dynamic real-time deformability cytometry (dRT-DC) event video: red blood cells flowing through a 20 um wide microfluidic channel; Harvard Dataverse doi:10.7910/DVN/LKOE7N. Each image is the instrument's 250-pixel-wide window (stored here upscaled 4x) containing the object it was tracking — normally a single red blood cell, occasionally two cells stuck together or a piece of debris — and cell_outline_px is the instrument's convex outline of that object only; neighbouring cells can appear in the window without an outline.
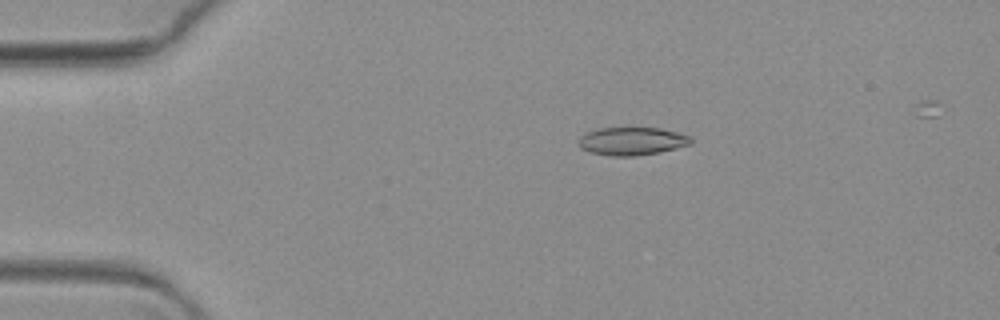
{"species": "common noctule bat (a hibernating species)", "species_latin": "Nyctalus noctula", "temperature_condition": "warm", "stored_images_in_passage": 65, "camera_frame_rate_fps": 3000, "um_per_image_px": 0.085, "animal": {"sex": "female", "body_mass_g": 19.3, "forearm_length_mm": 54.1}, "frame": {"image": 1, "passage_image": 14, "time_ms": 4.333, "image_size_px": [1000, 320], "cell_outline_px": [[692, 144], [660, 152], [636, 156], [612, 156], [592, 152], [580, 148], [576, 144], [580, 136], [584, 132], [596, 128], [660, 128], [676, 132], [688, 136], [692, 140]], "centroid_in_image_um": [53.66, 12.0], "position_along_channel_um": 31.3, "area_um2": 18.44}}
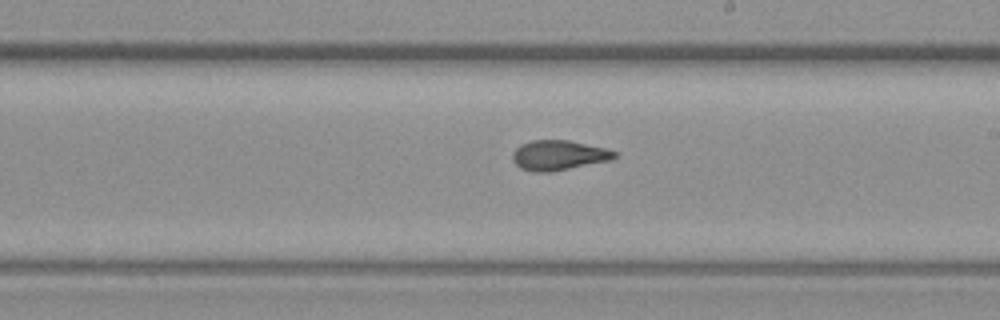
{"frame": {"image": 2, "passage_image": 40, "time_ms": 13.0, "image_size_px": [1000, 320], "cell_outline_px": [[616, 156], [612, 160], [552, 172], [532, 172], [520, 168], [512, 160], [512, 152], [520, 144], [532, 140], [568, 140], [604, 148], [616, 152]], "centroid_in_image_um": [47.45, 13.21], "position_along_channel_um": 241.6, "area_um2": 17.86}}
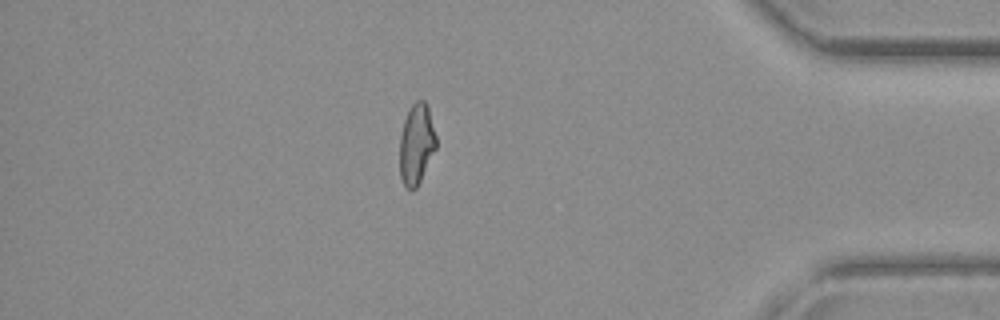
{"frame": {"image": 3, "passage_image": 59, "time_ms": 19.333, "image_size_px": [1000, 320], "cell_outline_px": [[436, 148], [416, 188], [412, 192], [404, 184], [400, 176], [400, 136], [404, 120], [412, 104], [416, 100], [424, 100], [428, 108], [436, 136]], "centroid_in_image_um": [35.39, 12.25], "position_along_channel_um": 399.8, "area_um2": 16.88}}